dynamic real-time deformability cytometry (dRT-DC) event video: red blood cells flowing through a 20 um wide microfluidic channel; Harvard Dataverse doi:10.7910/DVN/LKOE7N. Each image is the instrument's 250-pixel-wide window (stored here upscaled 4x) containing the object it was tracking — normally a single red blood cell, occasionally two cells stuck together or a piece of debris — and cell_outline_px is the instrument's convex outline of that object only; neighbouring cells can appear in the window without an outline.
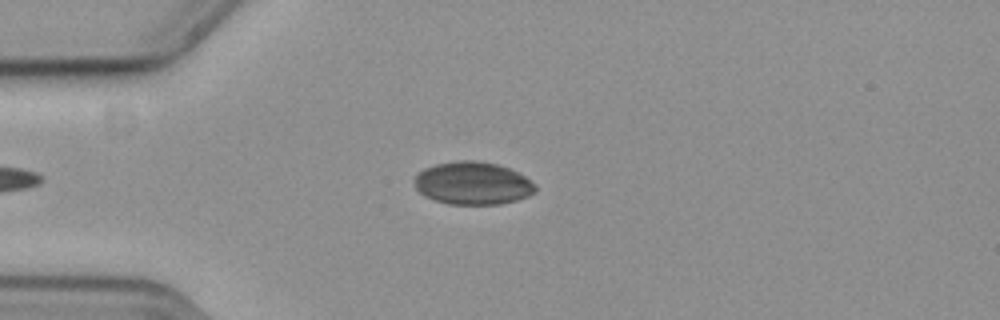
{"species": "common noctule bat (a hibernating species)", "species_latin": "Nyctalus noctula", "temperature_condition": "cold", "stored_images_in_passage": 40, "camera_frame_rate_fps": 3000, "um_per_image_px": 0.085, "animal": {"sex": "female", "body_mass_g": 19.3, "forearm_length_mm": 54.1}, "frame": {"image": 1, "passage_image": 2, "time_ms": 0.333, "image_size_px": [1000, 320], "cell_outline_px": [[536, 192], [528, 196], [516, 200], [500, 204], [448, 204], [424, 196], [416, 188], [416, 176], [424, 168], [436, 164], [456, 160], [476, 160], [496, 164], [508, 168], [524, 176], [536, 184]], "centroid_in_image_um": [40.2, 15.57], "position_along_channel_um": 44.8, "area_um2": 30.0}}
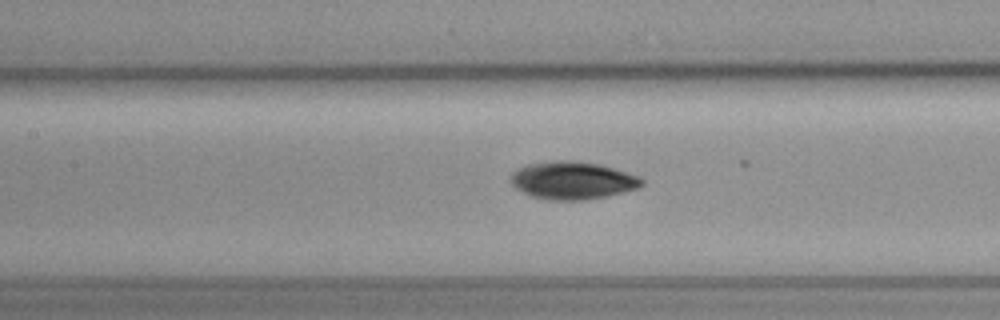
{"frame": {"image": 2, "passage_image": 13, "time_ms": 4.0, "image_size_px": [1000, 320], "cell_outline_px": [[644, 184], [640, 188], [608, 196], [584, 200], [548, 200], [532, 196], [516, 188], [508, 180], [512, 172], [516, 168], [528, 164], [548, 160], [580, 160], [600, 164], [616, 168], [640, 176], [644, 180]], "centroid_in_image_um": [48.69, 15.31], "position_along_channel_um": 158.7, "area_um2": 29.48}}
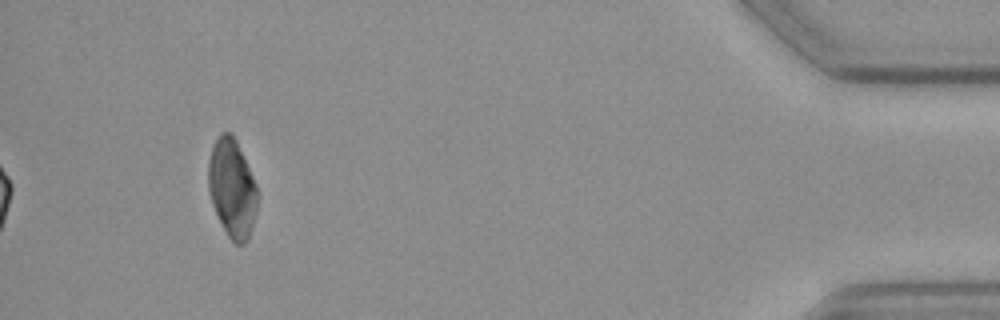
{"frame": {"image": 3, "passage_image": 40, "time_ms": 13.0, "image_size_px": [1000, 320], "cell_outline_px": [[256, 212], [252, 228], [248, 240], [244, 244], [236, 244], [228, 236], [212, 204], [208, 192], [208, 160], [212, 144], [216, 136], [220, 132], [232, 132], [236, 140], [256, 184]], "centroid_in_image_um": [19.7, 15.96], "position_along_channel_um": 415.5, "area_um2": 28.15}, "authors_computed_cell_mechanics": {"area_um2": 28.2642, "velocity_mm_per_s": 3.6556, "shape_relaxation_time_tau1_ms": 6.154, "shape_relaxation_time_tau2_ms": 4.5924, "deformation_change_tau1": 0.0576, "deformation_change_tau2": 0.0698}}